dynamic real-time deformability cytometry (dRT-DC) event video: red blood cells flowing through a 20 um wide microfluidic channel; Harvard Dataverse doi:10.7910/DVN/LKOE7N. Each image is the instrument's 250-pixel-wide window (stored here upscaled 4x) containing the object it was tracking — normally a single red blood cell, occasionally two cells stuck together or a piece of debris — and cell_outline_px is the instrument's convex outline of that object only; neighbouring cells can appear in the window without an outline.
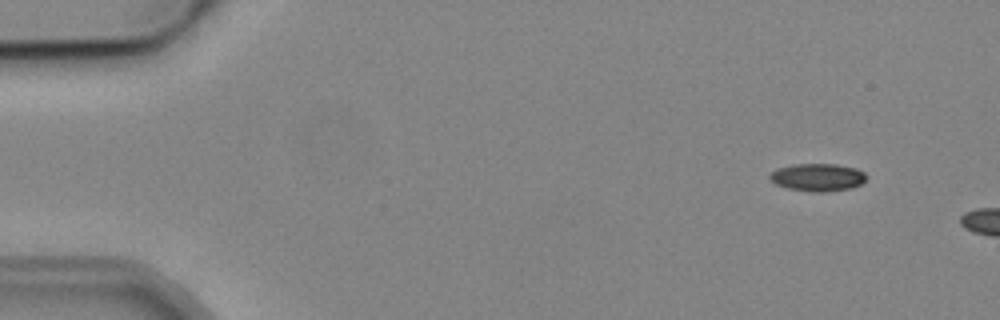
{"species": "common noctule bat (a hibernating species)", "species_latin": "Nyctalus noctula", "temperature_condition": "cold", "stored_images_in_passage": 3, "camera_frame_rate_fps": 3000, "um_per_image_px": 0.085, "animal": {"sex": "male", "body_mass_g": 19.2, "forearm_length_mm": 51.8}, "frame": {"image": 1, "passage_image": 2, "time_ms": 1.333, "image_size_px": [1000, 320], "cell_outline_px": [[868, 176], [860, 184], [852, 188], [828, 192], [808, 192], [788, 188], [776, 184], [768, 176], [776, 168], [792, 164], [836, 164], [856, 168], [864, 172]], "centroid_in_image_um": [69.51, 15.07], "position_along_channel_um": 15.5, "area_um2": 15.72}}